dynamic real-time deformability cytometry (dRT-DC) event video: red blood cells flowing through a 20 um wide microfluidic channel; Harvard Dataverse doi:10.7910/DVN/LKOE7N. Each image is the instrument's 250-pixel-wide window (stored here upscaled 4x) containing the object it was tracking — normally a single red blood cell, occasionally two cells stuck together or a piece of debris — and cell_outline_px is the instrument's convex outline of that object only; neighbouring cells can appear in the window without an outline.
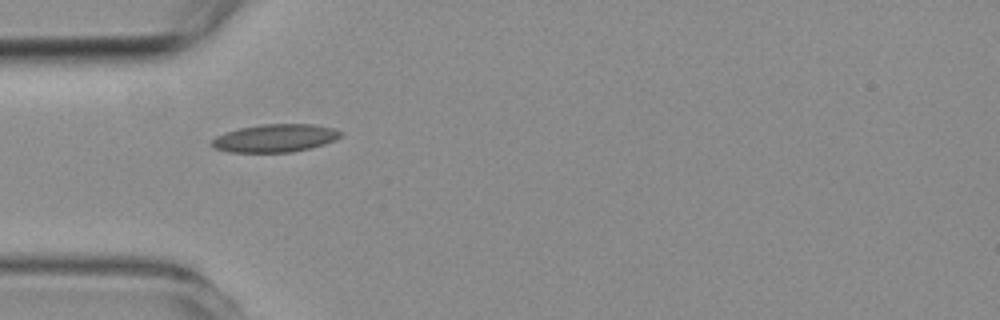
{"species": "common noctule bat (a hibernating species)", "species_latin": "Nyctalus noctula", "temperature_condition": "room temperature", "stored_images_in_passage": 3, "camera_frame_rate_fps": 3000, "um_per_image_px": 0.085, "animal": {"sex": "female", "body_mass_g": 19.3, "forearm_length_mm": 54.1}, "frame": {"image": 1, "passage_image": 2, "time_ms": 1.333, "image_size_px": [1000, 320], "cell_outline_px": [[344, 136], [336, 140], [324, 144], [292, 152], [228, 152], [216, 148], [212, 144], [212, 140], [216, 136], [240, 128], [264, 124], [312, 124], [332, 128], [344, 132]], "centroid_in_image_um": [23.45, 11.74], "position_along_channel_um": 61.5, "area_um2": 20.81}}
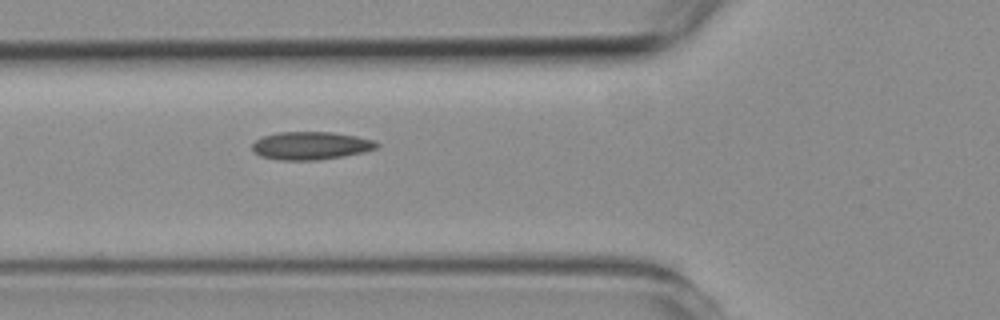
{"frame": {"image": 2, "passage_image": 3, "time_ms": 2.333, "image_size_px": [1000, 320], "cell_outline_px": [[380, 144], [376, 148], [364, 152], [344, 156], [320, 160], [280, 160], [260, 156], [252, 148], [252, 144], [256, 140], [264, 136], [280, 132], [332, 132], [356, 136], [376, 140]], "centroid_in_image_um": [26.46, 12.38], "position_along_channel_um": 99.3, "area_um2": 20.29}}